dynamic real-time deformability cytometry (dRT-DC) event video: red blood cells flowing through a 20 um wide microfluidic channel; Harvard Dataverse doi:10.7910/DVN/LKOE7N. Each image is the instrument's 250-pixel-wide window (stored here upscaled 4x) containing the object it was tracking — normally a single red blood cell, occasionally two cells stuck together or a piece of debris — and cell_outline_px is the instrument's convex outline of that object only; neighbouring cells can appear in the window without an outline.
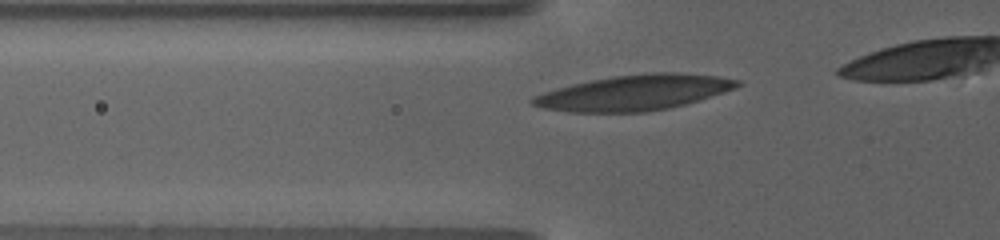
{"species": "human", "species_latin": "Homo sapiens", "temperature_condition": "warm", "stored_images_in_passage": 43, "camera_frame_rate_fps": 3000, "um_per_image_px": 0.085, "donor": {"sex": "female"}, "frame": {"image": 1, "passage_image": 7, "time_ms": 2.0, "image_size_px": [1000, 240], "cell_outline_px": [[744, 84], [736, 88], [700, 100], [668, 108], [644, 112], [568, 112], [544, 108], [532, 104], [528, 100], [532, 96], [556, 88], [588, 80], [612, 76], [652, 72], [680, 72], [716, 76], [740, 80]], "centroid_in_image_um": [53.91, 7.86], "position_along_channel_um": 71.9, "area_um2": 42.43}}
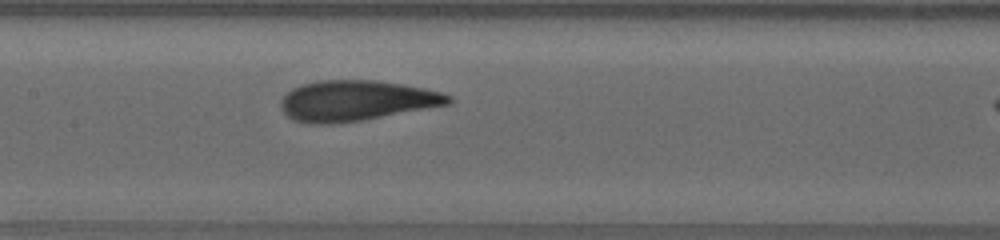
{"frame": {"image": 2, "passage_image": 18, "time_ms": 5.667, "image_size_px": [1000, 240], "cell_outline_px": [[452, 104], [360, 120], [328, 124], [312, 124], [296, 120], [288, 116], [280, 108], [280, 100], [292, 88], [300, 84], [316, 80], [376, 80], [404, 84], [424, 88], [440, 92], [452, 96]], "centroid_in_image_um": [30.28, 8.54], "position_along_channel_um": 177.1, "area_um2": 39.54}}
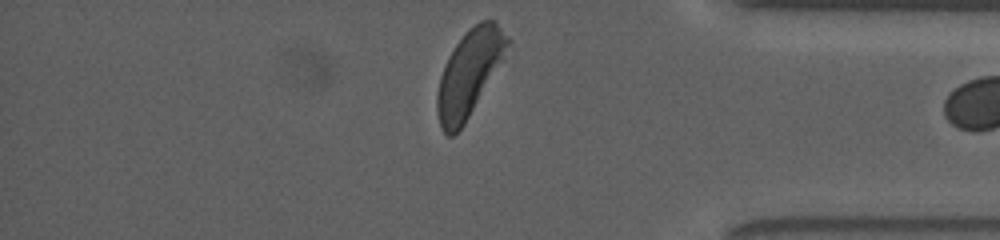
{"frame": {"image": 3, "passage_image": 42, "time_ms": 13.667, "image_size_px": [1000, 240], "cell_outline_px": [[512, 40], [504, 60], [464, 124], [452, 136], [448, 136], [444, 132], [440, 124], [436, 108], [436, 96], [440, 76], [444, 64], [448, 56], [456, 44], [468, 28], [480, 20], [496, 20]], "centroid_in_image_um": [39.92, 6.17], "position_along_channel_um": 395.3, "area_um2": 35.49}}